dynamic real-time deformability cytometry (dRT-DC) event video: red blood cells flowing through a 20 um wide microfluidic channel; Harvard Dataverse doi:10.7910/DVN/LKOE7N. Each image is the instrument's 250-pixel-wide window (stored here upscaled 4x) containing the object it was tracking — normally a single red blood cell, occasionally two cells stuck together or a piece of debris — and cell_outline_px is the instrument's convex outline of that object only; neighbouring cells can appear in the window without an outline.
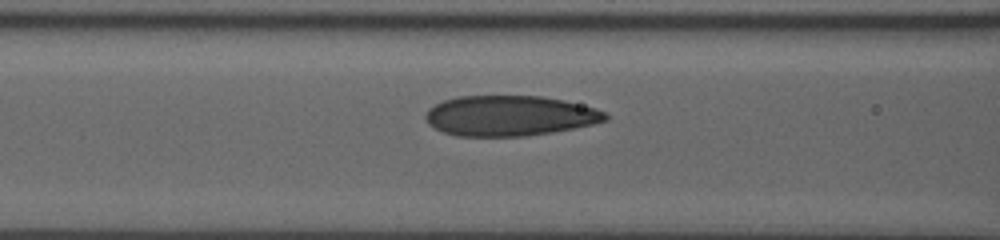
{"species": "human", "species_latin": "Homo sapiens", "temperature_condition": "room temperature", "stored_images_in_passage": 44, "camera_frame_rate_fps": 3000, "um_per_image_px": 0.085, "donor": {"sex": "male"}, "frame": {"image": 1, "passage_image": 18, "time_ms": 5.667, "image_size_px": [1000, 240], "cell_outline_px": [[608, 120], [592, 124], [552, 132], [524, 136], [456, 136], [444, 132], [428, 124], [424, 116], [428, 108], [444, 100], [460, 96], [540, 96], [564, 100], [596, 108], [604, 112], [608, 116]], "centroid_in_image_um": [43.3, 9.84], "position_along_channel_um": 123.3, "area_um2": 42.14}}
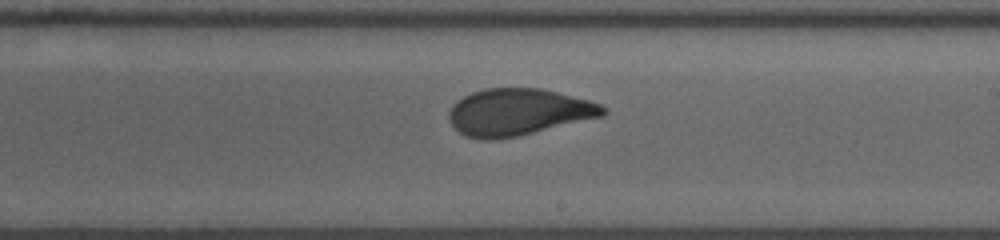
{"frame": {"image": 2, "passage_image": 28, "time_ms": 9.0, "image_size_px": [1000, 240], "cell_outline_px": [[608, 112], [604, 116], [516, 136], [492, 140], [484, 140], [468, 136], [460, 132], [448, 120], [448, 112], [452, 104], [456, 100], [472, 92], [484, 88], [540, 88], [588, 100], [600, 104], [608, 108]], "centroid_in_image_um": [44.05, 9.52], "position_along_channel_um": 245.0, "area_um2": 41.91}}
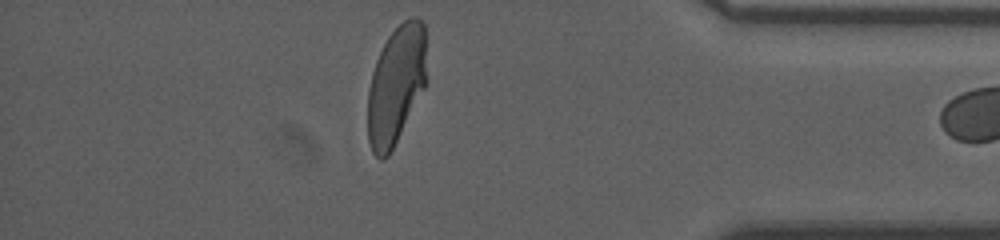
{"frame": {"image": 3, "passage_image": 43, "time_ms": 14.0, "image_size_px": [1000, 240], "cell_outline_px": [[428, 84], [388, 156], [384, 160], [380, 160], [372, 152], [368, 140], [368, 88], [372, 72], [376, 60], [388, 36], [404, 20], [412, 16], [416, 16], [424, 24], [428, 80]], "centroid_in_image_um": [33.7, 7.23], "position_along_channel_um": 401.5, "area_um2": 41.33}}